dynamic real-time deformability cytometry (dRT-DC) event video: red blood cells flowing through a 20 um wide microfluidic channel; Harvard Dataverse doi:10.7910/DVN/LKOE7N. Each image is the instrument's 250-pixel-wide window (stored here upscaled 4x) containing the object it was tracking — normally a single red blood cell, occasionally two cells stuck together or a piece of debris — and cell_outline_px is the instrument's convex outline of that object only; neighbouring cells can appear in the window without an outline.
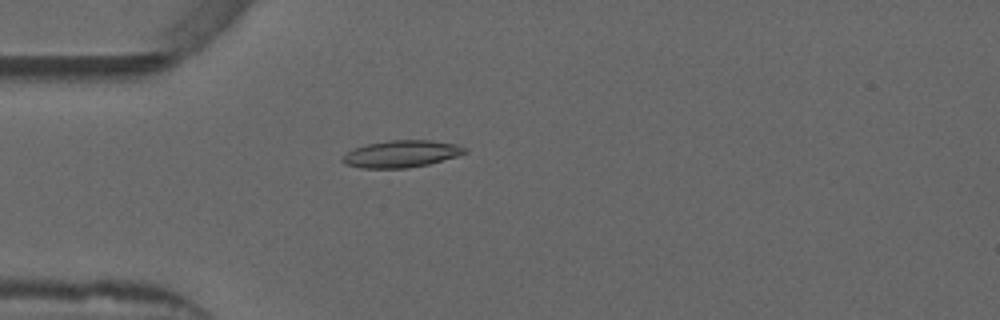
{"species": "common noctule bat (a hibernating species)", "species_latin": "Nyctalus noctula", "temperature_condition": "warm", "stored_images_in_passage": 53, "camera_frame_rate_fps": 3000, "um_per_image_px": 0.085, "animal": {"sex": "male", "forearm_length_mm": 52.5}, "frame": {"image": 1, "passage_image": 15, "time_ms": 4.667, "image_size_px": [1000, 320], "cell_outline_px": [[468, 152], [456, 156], [428, 164], [408, 168], [360, 168], [344, 164], [340, 160], [352, 148], [368, 144], [388, 140], [432, 140], [456, 144], [464, 148]], "centroid_in_image_um": [34.08, 13.08], "position_along_channel_um": 50.9, "area_um2": 19.19}}
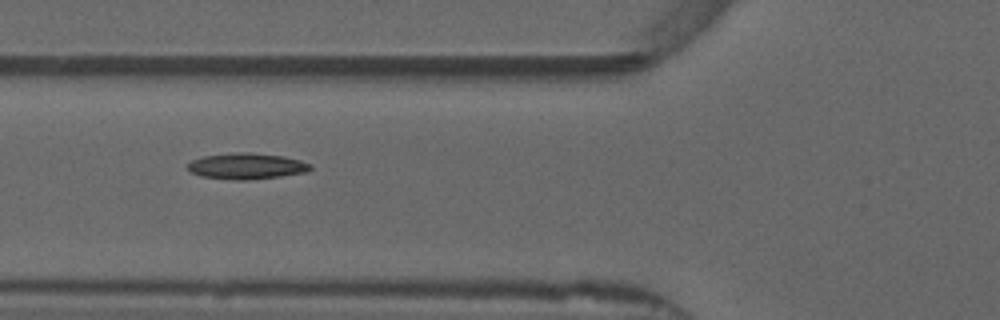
{"frame": {"image": 2, "passage_image": 20, "time_ms": 6.333, "image_size_px": [1000, 320], "cell_outline_px": [[312, 168], [308, 172], [280, 176], [244, 180], [236, 180], [200, 176], [192, 172], [188, 168], [188, 164], [192, 160], [204, 156], [236, 152], [248, 152], [284, 156], [300, 160], [312, 164]], "centroid_in_image_um": [21.0, 14.11], "position_along_channel_um": 104.8, "area_um2": 18.55}}
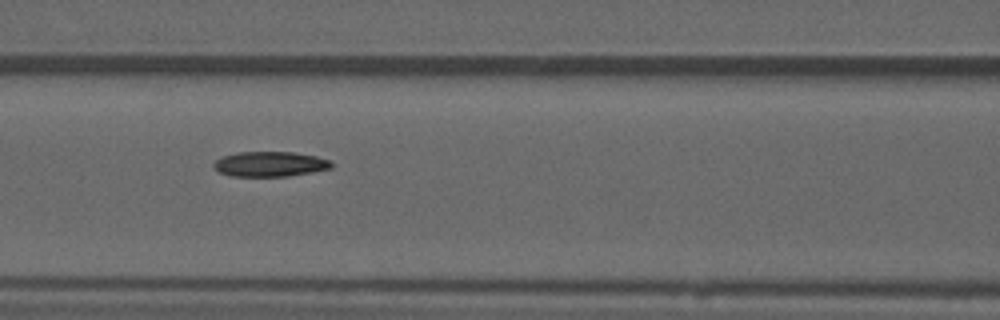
{"frame": {"image": 3, "passage_image": 23, "time_ms": 7.333, "image_size_px": [1000, 320], "cell_outline_px": [[332, 168], [288, 176], [232, 176], [220, 172], [212, 164], [216, 160], [224, 156], [236, 152], [292, 152], [316, 156], [332, 160]], "centroid_in_image_um": [22.97, 13.94], "position_along_channel_um": 143.6, "area_um2": 17.05}, "authors_computed_cell_mechanics": {"area_um2": 17.5712, "velocity_mm_per_s": 3.8524, "shape_relaxation_time_tau1_ms": null, "shape_relaxation_time_tau2_ms": 5.3483, "deformation_change_tau1": null, "deformation_change_tau2": 0.1043}}